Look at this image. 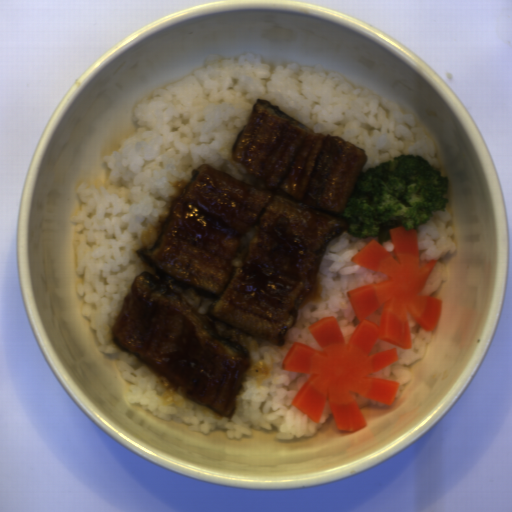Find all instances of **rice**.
<instances>
[{"mask_svg": "<svg viewBox=\"0 0 512 512\" xmlns=\"http://www.w3.org/2000/svg\"><path fill=\"white\" fill-rule=\"evenodd\" d=\"M431 214L425 224L418 225L420 266L431 260L437 261L418 296H430L448 280V266L442 259L447 254H456L457 248V243L452 238L456 233L455 228L452 225L446 227L452 218V211L445 207L444 211H434Z\"/></svg>", "mask_w": 512, "mask_h": 512, "instance_id": "023b6e5f", "label": "rice"}, {"mask_svg": "<svg viewBox=\"0 0 512 512\" xmlns=\"http://www.w3.org/2000/svg\"><path fill=\"white\" fill-rule=\"evenodd\" d=\"M387 252H390L393 254L394 250H395V247H394V244L392 242V240L390 239V241H385L383 242V244L381 245Z\"/></svg>", "mask_w": 512, "mask_h": 512, "instance_id": "acb35da6", "label": "rice"}, {"mask_svg": "<svg viewBox=\"0 0 512 512\" xmlns=\"http://www.w3.org/2000/svg\"><path fill=\"white\" fill-rule=\"evenodd\" d=\"M261 98L322 135L341 136L365 150L364 173L394 156L421 155L441 169L438 150L414 114L406 113L366 86H354L324 65L265 63L246 51L237 58L210 53L205 67L143 96L133 109L138 128L103 156L110 174L105 184L81 182L76 223V284L84 302L80 313L95 331L98 352L115 354V364L131 384L125 397L150 415L185 423L191 432L209 435L216 428L229 439L253 436L252 429L277 427L274 438H313L332 415L328 397L317 424L291 405L310 375L282 370L290 347L320 350L309 331L323 317H335L349 344L358 325L346 292L387 275L352 262L353 255L377 236L359 239L346 230L331 239L318 267L321 301L297 310L293 328L277 347L212 319L219 335L246 350L244 374L234 412L226 419L180 394L167 377L113 345L111 329L141 273L156 276L137 251L151 246L166 223L171 203L188 185L193 170L210 165L229 177L264 189L266 184L233 160L240 131ZM157 277V276H156ZM321 351V350H320Z\"/></svg>", "mask_w": 512, "mask_h": 512, "instance_id": "652b925c", "label": "rice"}, {"mask_svg": "<svg viewBox=\"0 0 512 512\" xmlns=\"http://www.w3.org/2000/svg\"><path fill=\"white\" fill-rule=\"evenodd\" d=\"M408 324L412 337V348L403 350L398 346L388 343L383 340H377L374 348L370 354L396 348V352L399 356L398 361L384 367L374 373L367 376H374L394 381H399V387L395 395L394 400H399L403 393L404 387L410 382L412 378V372L407 368L419 360L423 359L426 349L433 337V331H425L407 312ZM369 354V355H370Z\"/></svg>", "mask_w": 512, "mask_h": 512, "instance_id": "8eca5e8b", "label": "rice"}]
</instances>
